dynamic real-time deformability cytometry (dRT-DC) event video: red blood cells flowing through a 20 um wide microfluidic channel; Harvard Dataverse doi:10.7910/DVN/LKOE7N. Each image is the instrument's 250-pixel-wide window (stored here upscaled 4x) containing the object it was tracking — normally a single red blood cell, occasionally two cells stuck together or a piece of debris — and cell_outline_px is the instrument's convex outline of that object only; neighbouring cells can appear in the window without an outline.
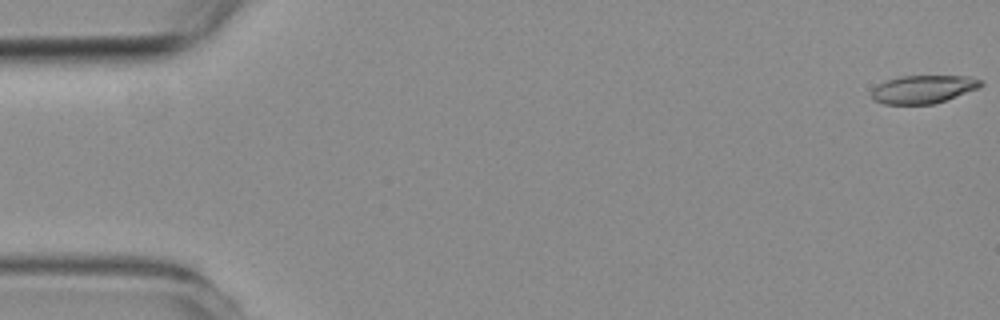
{"species": "common noctule bat (a hibernating species)", "species_latin": "Nyctalus noctula", "temperature_condition": "room temperature", "stored_images_in_passage": 5, "camera_frame_rate_fps": 3000, "um_per_image_px": 0.085, "animal": {"sex": "female", "body_mass_g": 19.3, "forearm_length_mm": 54.1}, "frame": {"image": 1, "passage_image": 1, "time_ms": 0.0, "image_size_px": [1000, 320], "cell_outline_px": [[984, 84], [980, 88], [932, 104], [884, 104], [872, 100], [872, 88], [888, 80], [900, 76], [968, 76], [984, 80]], "centroid_in_image_um": [78.5, 7.58], "position_along_channel_um": 6.5, "area_um2": 17.86}}